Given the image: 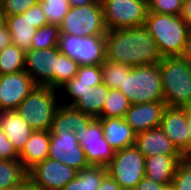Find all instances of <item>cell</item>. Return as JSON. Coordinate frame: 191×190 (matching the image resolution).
<instances>
[{
    "mask_svg": "<svg viewBox=\"0 0 191 190\" xmlns=\"http://www.w3.org/2000/svg\"><path fill=\"white\" fill-rule=\"evenodd\" d=\"M106 170L123 190H133L145 177V156L135 145L126 147L115 151Z\"/></svg>",
    "mask_w": 191,
    "mask_h": 190,
    "instance_id": "obj_7",
    "label": "cell"
},
{
    "mask_svg": "<svg viewBox=\"0 0 191 190\" xmlns=\"http://www.w3.org/2000/svg\"><path fill=\"white\" fill-rule=\"evenodd\" d=\"M30 20L37 29L48 24L40 2L30 7Z\"/></svg>",
    "mask_w": 191,
    "mask_h": 190,
    "instance_id": "obj_39",
    "label": "cell"
},
{
    "mask_svg": "<svg viewBox=\"0 0 191 190\" xmlns=\"http://www.w3.org/2000/svg\"><path fill=\"white\" fill-rule=\"evenodd\" d=\"M58 46L46 49L31 48L25 52V71L36 85L53 88V75L57 70Z\"/></svg>",
    "mask_w": 191,
    "mask_h": 190,
    "instance_id": "obj_13",
    "label": "cell"
},
{
    "mask_svg": "<svg viewBox=\"0 0 191 190\" xmlns=\"http://www.w3.org/2000/svg\"><path fill=\"white\" fill-rule=\"evenodd\" d=\"M165 190H175L172 185L166 186Z\"/></svg>",
    "mask_w": 191,
    "mask_h": 190,
    "instance_id": "obj_49",
    "label": "cell"
},
{
    "mask_svg": "<svg viewBox=\"0 0 191 190\" xmlns=\"http://www.w3.org/2000/svg\"><path fill=\"white\" fill-rule=\"evenodd\" d=\"M102 83L110 89H119L124 80V73H130L131 66L105 60L101 64Z\"/></svg>",
    "mask_w": 191,
    "mask_h": 190,
    "instance_id": "obj_30",
    "label": "cell"
},
{
    "mask_svg": "<svg viewBox=\"0 0 191 190\" xmlns=\"http://www.w3.org/2000/svg\"><path fill=\"white\" fill-rule=\"evenodd\" d=\"M110 88L101 83L84 93L72 107L93 118H101L105 101L109 95Z\"/></svg>",
    "mask_w": 191,
    "mask_h": 190,
    "instance_id": "obj_24",
    "label": "cell"
},
{
    "mask_svg": "<svg viewBox=\"0 0 191 190\" xmlns=\"http://www.w3.org/2000/svg\"><path fill=\"white\" fill-rule=\"evenodd\" d=\"M106 174V167L90 165L79 170L77 176L69 181L61 190H98Z\"/></svg>",
    "mask_w": 191,
    "mask_h": 190,
    "instance_id": "obj_25",
    "label": "cell"
},
{
    "mask_svg": "<svg viewBox=\"0 0 191 190\" xmlns=\"http://www.w3.org/2000/svg\"><path fill=\"white\" fill-rule=\"evenodd\" d=\"M182 18L191 30V0H184Z\"/></svg>",
    "mask_w": 191,
    "mask_h": 190,
    "instance_id": "obj_44",
    "label": "cell"
},
{
    "mask_svg": "<svg viewBox=\"0 0 191 190\" xmlns=\"http://www.w3.org/2000/svg\"><path fill=\"white\" fill-rule=\"evenodd\" d=\"M59 29L60 34L79 37L106 35L108 30L100 0H93L85 6L70 7L59 25Z\"/></svg>",
    "mask_w": 191,
    "mask_h": 190,
    "instance_id": "obj_6",
    "label": "cell"
},
{
    "mask_svg": "<svg viewBox=\"0 0 191 190\" xmlns=\"http://www.w3.org/2000/svg\"><path fill=\"white\" fill-rule=\"evenodd\" d=\"M5 24L11 34L12 44L24 52L29 51L32 46V38L37 30L30 20V8L23 14L5 17Z\"/></svg>",
    "mask_w": 191,
    "mask_h": 190,
    "instance_id": "obj_22",
    "label": "cell"
},
{
    "mask_svg": "<svg viewBox=\"0 0 191 190\" xmlns=\"http://www.w3.org/2000/svg\"><path fill=\"white\" fill-rule=\"evenodd\" d=\"M60 36L59 25L47 24L38 28L32 38L34 49H46L58 46Z\"/></svg>",
    "mask_w": 191,
    "mask_h": 190,
    "instance_id": "obj_31",
    "label": "cell"
},
{
    "mask_svg": "<svg viewBox=\"0 0 191 190\" xmlns=\"http://www.w3.org/2000/svg\"><path fill=\"white\" fill-rule=\"evenodd\" d=\"M48 158L78 171L90 166L74 131L50 132Z\"/></svg>",
    "mask_w": 191,
    "mask_h": 190,
    "instance_id": "obj_12",
    "label": "cell"
},
{
    "mask_svg": "<svg viewBox=\"0 0 191 190\" xmlns=\"http://www.w3.org/2000/svg\"><path fill=\"white\" fill-rule=\"evenodd\" d=\"M106 59L131 67L159 64L164 56L145 26L108 30Z\"/></svg>",
    "mask_w": 191,
    "mask_h": 190,
    "instance_id": "obj_1",
    "label": "cell"
},
{
    "mask_svg": "<svg viewBox=\"0 0 191 190\" xmlns=\"http://www.w3.org/2000/svg\"><path fill=\"white\" fill-rule=\"evenodd\" d=\"M166 186L144 177L133 190H165Z\"/></svg>",
    "mask_w": 191,
    "mask_h": 190,
    "instance_id": "obj_40",
    "label": "cell"
},
{
    "mask_svg": "<svg viewBox=\"0 0 191 190\" xmlns=\"http://www.w3.org/2000/svg\"><path fill=\"white\" fill-rule=\"evenodd\" d=\"M130 106L131 103L128 98L120 90L110 89L109 95L103 106L101 118H124Z\"/></svg>",
    "mask_w": 191,
    "mask_h": 190,
    "instance_id": "obj_28",
    "label": "cell"
},
{
    "mask_svg": "<svg viewBox=\"0 0 191 190\" xmlns=\"http://www.w3.org/2000/svg\"><path fill=\"white\" fill-rule=\"evenodd\" d=\"M186 56L191 61V32H190V36H189V43H188V49L186 52Z\"/></svg>",
    "mask_w": 191,
    "mask_h": 190,
    "instance_id": "obj_47",
    "label": "cell"
},
{
    "mask_svg": "<svg viewBox=\"0 0 191 190\" xmlns=\"http://www.w3.org/2000/svg\"><path fill=\"white\" fill-rule=\"evenodd\" d=\"M93 0H68L71 7L85 6L91 3Z\"/></svg>",
    "mask_w": 191,
    "mask_h": 190,
    "instance_id": "obj_46",
    "label": "cell"
},
{
    "mask_svg": "<svg viewBox=\"0 0 191 190\" xmlns=\"http://www.w3.org/2000/svg\"><path fill=\"white\" fill-rule=\"evenodd\" d=\"M4 22H5V18H4V15H3L2 7L0 5V25L3 24Z\"/></svg>",
    "mask_w": 191,
    "mask_h": 190,
    "instance_id": "obj_48",
    "label": "cell"
},
{
    "mask_svg": "<svg viewBox=\"0 0 191 190\" xmlns=\"http://www.w3.org/2000/svg\"><path fill=\"white\" fill-rule=\"evenodd\" d=\"M94 119L92 116L82 113L72 106L61 104L54 114L50 132H76L78 129L87 127Z\"/></svg>",
    "mask_w": 191,
    "mask_h": 190,
    "instance_id": "obj_23",
    "label": "cell"
},
{
    "mask_svg": "<svg viewBox=\"0 0 191 190\" xmlns=\"http://www.w3.org/2000/svg\"><path fill=\"white\" fill-rule=\"evenodd\" d=\"M160 128L176 149L181 152L187 146L189 136L185 107L167 106L162 115Z\"/></svg>",
    "mask_w": 191,
    "mask_h": 190,
    "instance_id": "obj_16",
    "label": "cell"
},
{
    "mask_svg": "<svg viewBox=\"0 0 191 190\" xmlns=\"http://www.w3.org/2000/svg\"><path fill=\"white\" fill-rule=\"evenodd\" d=\"M28 175L23 163L19 159H0V190H6L21 182Z\"/></svg>",
    "mask_w": 191,
    "mask_h": 190,
    "instance_id": "obj_26",
    "label": "cell"
},
{
    "mask_svg": "<svg viewBox=\"0 0 191 190\" xmlns=\"http://www.w3.org/2000/svg\"><path fill=\"white\" fill-rule=\"evenodd\" d=\"M25 70V52L16 45H9L0 51V75Z\"/></svg>",
    "mask_w": 191,
    "mask_h": 190,
    "instance_id": "obj_27",
    "label": "cell"
},
{
    "mask_svg": "<svg viewBox=\"0 0 191 190\" xmlns=\"http://www.w3.org/2000/svg\"><path fill=\"white\" fill-rule=\"evenodd\" d=\"M182 155H161L145 157V177L157 183L171 185Z\"/></svg>",
    "mask_w": 191,
    "mask_h": 190,
    "instance_id": "obj_20",
    "label": "cell"
},
{
    "mask_svg": "<svg viewBox=\"0 0 191 190\" xmlns=\"http://www.w3.org/2000/svg\"><path fill=\"white\" fill-rule=\"evenodd\" d=\"M98 190H123L120 185L107 173L100 184Z\"/></svg>",
    "mask_w": 191,
    "mask_h": 190,
    "instance_id": "obj_43",
    "label": "cell"
},
{
    "mask_svg": "<svg viewBox=\"0 0 191 190\" xmlns=\"http://www.w3.org/2000/svg\"><path fill=\"white\" fill-rule=\"evenodd\" d=\"M171 185L175 190H191V158H182Z\"/></svg>",
    "mask_w": 191,
    "mask_h": 190,
    "instance_id": "obj_33",
    "label": "cell"
},
{
    "mask_svg": "<svg viewBox=\"0 0 191 190\" xmlns=\"http://www.w3.org/2000/svg\"><path fill=\"white\" fill-rule=\"evenodd\" d=\"M135 146L145 157L156 154L181 155L160 127L137 133Z\"/></svg>",
    "mask_w": 191,
    "mask_h": 190,
    "instance_id": "obj_17",
    "label": "cell"
},
{
    "mask_svg": "<svg viewBox=\"0 0 191 190\" xmlns=\"http://www.w3.org/2000/svg\"><path fill=\"white\" fill-rule=\"evenodd\" d=\"M107 30L144 26L147 0H100Z\"/></svg>",
    "mask_w": 191,
    "mask_h": 190,
    "instance_id": "obj_9",
    "label": "cell"
},
{
    "mask_svg": "<svg viewBox=\"0 0 191 190\" xmlns=\"http://www.w3.org/2000/svg\"><path fill=\"white\" fill-rule=\"evenodd\" d=\"M11 34L5 22L0 25V51L11 45Z\"/></svg>",
    "mask_w": 191,
    "mask_h": 190,
    "instance_id": "obj_42",
    "label": "cell"
},
{
    "mask_svg": "<svg viewBox=\"0 0 191 190\" xmlns=\"http://www.w3.org/2000/svg\"><path fill=\"white\" fill-rule=\"evenodd\" d=\"M58 92L49 86L36 85L15 111L26 120L33 131H48L54 114L61 105Z\"/></svg>",
    "mask_w": 191,
    "mask_h": 190,
    "instance_id": "obj_5",
    "label": "cell"
},
{
    "mask_svg": "<svg viewBox=\"0 0 191 190\" xmlns=\"http://www.w3.org/2000/svg\"><path fill=\"white\" fill-rule=\"evenodd\" d=\"M49 145L50 130L31 133L24 148L19 153V160L27 171L48 158Z\"/></svg>",
    "mask_w": 191,
    "mask_h": 190,
    "instance_id": "obj_21",
    "label": "cell"
},
{
    "mask_svg": "<svg viewBox=\"0 0 191 190\" xmlns=\"http://www.w3.org/2000/svg\"><path fill=\"white\" fill-rule=\"evenodd\" d=\"M164 102L168 107L191 105V61L185 56L164 57L159 63Z\"/></svg>",
    "mask_w": 191,
    "mask_h": 190,
    "instance_id": "obj_3",
    "label": "cell"
},
{
    "mask_svg": "<svg viewBox=\"0 0 191 190\" xmlns=\"http://www.w3.org/2000/svg\"><path fill=\"white\" fill-rule=\"evenodd\" d=\"M78 170L60 161L47 158L28 171L33 190H61L77 176Z\"/></svg>",
    "mask_w": 191,
    "mask_h": 190,
    "instance_id": "obj_10",
    "label": "cell"
},
{
    "mask_svg": "<svg viewBox=\"0 0 191 190\" xmlns=\"http://www.w3.org/2000/svg\"><path fill=\"white\" fill-rule=\"evenodd\" d=\"M35 87L25 70L0 75V111L16 110Z\"/></svg>",
    "mask_w": 191,
    "mask_h": 190,
    "instance_id": "obj_14",
    "label": "cell"
},
{
    "mask_svg": "<svg viewBox=\"0 0 191 190\" xmlns=\"http://www.w3.org/2000/svg\"><path fill=\"white\" fill-rule=\"evenodd\" d=\"M147 4L152 13L182 15L184 0H147Z\"/></svg>",
    "mask_w": 191,
    "mask_h": 190,
    "instance_id": "obj_34",
    "label": "cell"
},
{
    "mask_svg": "<svg viewBox=\"0 0 191 190\" xmlns=\"http://www.w3.org/2000/svg\"><path fill=\"white\" fill-rule=\"evenodd\" d=\"M31 180L27 175L21 182L10 186L6 190H31Z\"/></svg>",
    "mask_w": 191,
    "mask_h": 190,
    "instance_id": "obj_45",
    "label": "cell"
},
{
    "mask_svg": "<svg viewBox=\"0 0 191 190\" xmlns=\"http://www.w3.org/2000/svg\"><path fill=\"white\" fill-rule=\"evenodd\" d=\"M75 77L78 79V83L97 86L102 83L101 65H81L78 67Z\"/></svg>",
    "mask_w": 191,
    "mask_h": 190,
    "instance_id": "obj_36",
    "label": "cell"
},
{
    "mask_svg": "<svg viewBox=\"0 0 191 190\" xmlns=\"http://www.w3.org/2000/svg\"><path fill=\"white\" fill-rule=\"evenodd\" d=\"M186 121L189 129L187 146L180 152L183 158L191 157V105L185 107Z\"/></svg>",
    "mask_w": 191,
    "mask_h": 190,
    "instance_id": "obj_41",
    "label": "cell"
},
{
    "mask_svg": "<svg viewBox=\"0 0 191 190\" xmlns=\"http://www.w3.org/2000/svg\"><path fill=\"white\" fill-rule=\"evenodd\" d=\"M48 24L60 25L70 9L68 0H39Z\"/></svg>",
    "mask_w": 191,
    "mask_h": 190,
    "instance_id": "obj_32",
    "label": "cell"
},
{
    "mask_svg": "<svg viewBox=\"0 0 191 190\" xmlns=\"http://www.w3.org/2000/svg\"><path fill=\"white\" fill-rule=\"evenodd\" d=\"M102 125L105 141L115 151L135 145L136 133L121 117L97 118Z\"/></svg>",
    "mask_w": 191,
    "mask_h": 190,
    "instance_id": "obj_18",
    "label": "cell"
},
{
    "mask_svg": "<svg viewBox=\"0 0 191 190\" xmlns=\"http://www.w3.org/2000/svg\"><path fill=\"white\" fill-rule=\"evenodd\" d=\"M131 105L164 101L159 64L131 67L119 89Z\"/></svg>",
    "mask_w": 191,
    "mask_h": 190,
    "instance_id": "obj_4",
    "label": "cell"
},
{
    "mask_svg": "<svg viewBox=\"0 0 191 190\" xmlns=\"http://www.w3.org/2000/svg\"><path fill=\"white\" fill-rule=\"evenodd\" d=\"M75 133L89 165L106 167L114 157L115 150L105 141L101 122L95 118L87 127Z\"/></svg>",
    "mask_w": 191,
    "mask_h": 190,
    "instance_id": "obj_11",
    "label": "cell"
},
{
    "mask_svg": "<svg viewBox=\"0 0 191 190\" xmlns=\"http://www.w3.org/2000/svg\"><path fill=\"white\" fill-rule=\"evenodd\" d=\"M59 51L66 54L78 65H101L106 60L105 35L74 36L60 34L58 40Z\"/></svg>",
    "mask_w": 191,
    "mask_h": 190,
    "instance_id": "obj_8",
    "label": "cell"
},
{
    "mask_svg": "<svg viewBox=\"0 0 191 190\" xmlns=\"http://www.w3.org/2000/svg\"><path fill=\"white\" fill-rule=\"evenodd\" d=\"M144 26L164 57L186 55L191 30L181 15L148 11Z\"/></svg>",
    "mask_w": 191,
    "mask_h": 190,
    "instance_id": "obj_2",
    "label": "cell"
},
{
    "mask_svg": "<svg viewBox=\"0 0 191 190\" xmlns=\"http://www.w3.org/2000/svg\"><path fill=\"white\" fill-rule=\"evenodd\" d=\"M38 2L39 0H2L1 7L4 18L23 14L28 8Z\"/></svg>",
    "mask_w": 191,
    "mask_h": 190,
    "instance_id": "obj_37",
    "label": "cell"
},
{
    "mask_svg": "<svg viewBox=\"0 0 191 190\" xmlns=\"http://www.w3.org/2000/svg\"><path fill=\"white\" fill-rule=\"evenodd\" d=\"M166 107L164 101L133 104L125 113L124 120L136 134L157 128Z\"/></svg>",
    "mask_w": 191,
    "mask_h": 190,
    "instance_id": "obj_15",
    "label": "cell"
},
{
    "mask_svg": "<svg viewBox=\"0 0 191 190\" xmlns=\"http://www.w3.org/2000/svg\"><path fill=\"white\" fill-rule=\"evenodd\" d=\"M63 90L71 98V101L61 100V104L72 106L84 93L93 90V84L78 83V79L74 77L58 89L60 92H63Z\"/></svg>",
    "mask_w": 191,
    "mask_h": 190,
    "instance_id": "obj_35",
    "label": "cell"
},
{
    "mask_svg": "<svg viewBox=\"0 0 191 190\" xmlns=\"http://www.w3.org/2000/svg\"><path fill=\"white\" fill-rule=\"evenodd\" d=\"M78 62L66 54L59 53L57 57V70L53 75V88L58 90L67 81L74 78L78 70Z\"/></svg>",
    "mask_w": 191,
    "mask_h": 190,
    "instance_id": "obj_29",
    "label": "cell"
},
{
    "mask_svg": "<svg viewBox=\"0 0 191 190\" xmlns=\"http://www.w3.org/2000/svg\"><path fill=\"white\" fill-rule=\"evenodd\" d=\"M0 159L15 160L19 159V153L14 148L13 144L7 139V136L0 128Z\"/></svg>",
    "mask_w": 191,
    "mask_h": 190,
    "instance_id": "obj_38",
    "label": "cell"
},
{
    "mask_svg": "<svg viewBox=\"0 0 191 190\" xmlns=\"http://www.w3.org/2000/svg\"><path fill=\"white\" fill-rule=\"evenodd\" d=\"M0 128L18 153L33 132L31 126L15 110L0 111Z\"/></svg>",
    "mask_w": 191,
    "mask_h": 190,
    "instance_id": "obj_19",
    "label": "cell"
}]
</instances>
